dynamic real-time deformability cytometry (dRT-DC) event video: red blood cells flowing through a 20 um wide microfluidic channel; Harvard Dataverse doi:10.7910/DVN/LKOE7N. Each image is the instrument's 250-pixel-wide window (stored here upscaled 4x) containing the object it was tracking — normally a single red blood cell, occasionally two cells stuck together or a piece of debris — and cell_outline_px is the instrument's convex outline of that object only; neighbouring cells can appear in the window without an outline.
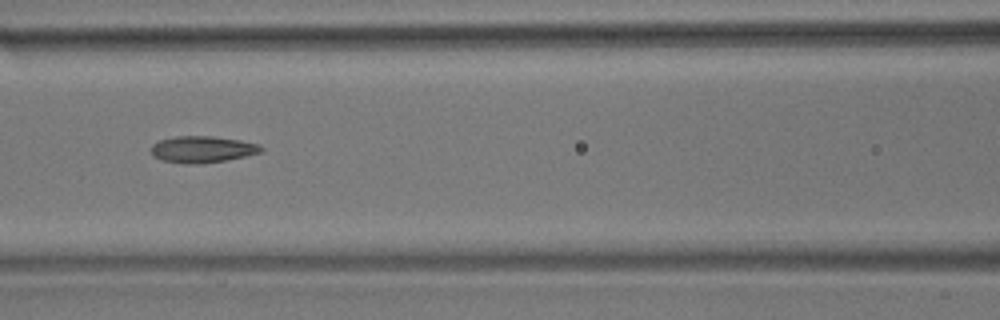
{"species": "common noctule bat (a hibernating species)", "species_latin": "Nyctalus noctula", "temperature_condition": "room temperature", "stored_images_in_passage": 7, "camera_frame_rate_fps": 3000, "um_per_image_px": 0.085, "animal": {"sex": "male", "body_mass_g": 17.9}, "frame": {"image": 1, "passage_image": 6, "time_ms": 1.667, "image_size_px": [1000, 320], "cell_outline_px": [[264, 148], [260, 152], [244, 156], [224, 160], [200, 164], [184, 164], [164, 160], [152, 156], [152, 144], [160, 140], [176, 136], [212, 136], [240, 140], [256, 144]], "centroid_in_image_um": [17.16, 12.69], "position_along_channel_um": 149.4, "area_um2": 16.82}}
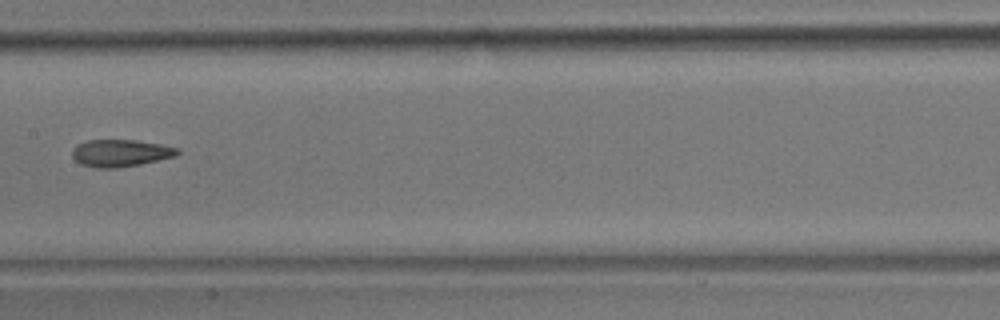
{"frame": {"image": 2, "passage_image": 7, "time_ms": 2.0, "image_size_px": [1000, 320], "cell_outline_px": [[180, 152], [176, 156], [140, 164], [116, 168], [96, 168], [80, 164], [72, 156], [72, 148], [76, 144], [88, 140], [136, 140], [160, 144], [180, 148]], "centroid_in_image_um": [10.23, 13.0], "position_along_channel_um": 197.2, "area_um2": 16.76}}